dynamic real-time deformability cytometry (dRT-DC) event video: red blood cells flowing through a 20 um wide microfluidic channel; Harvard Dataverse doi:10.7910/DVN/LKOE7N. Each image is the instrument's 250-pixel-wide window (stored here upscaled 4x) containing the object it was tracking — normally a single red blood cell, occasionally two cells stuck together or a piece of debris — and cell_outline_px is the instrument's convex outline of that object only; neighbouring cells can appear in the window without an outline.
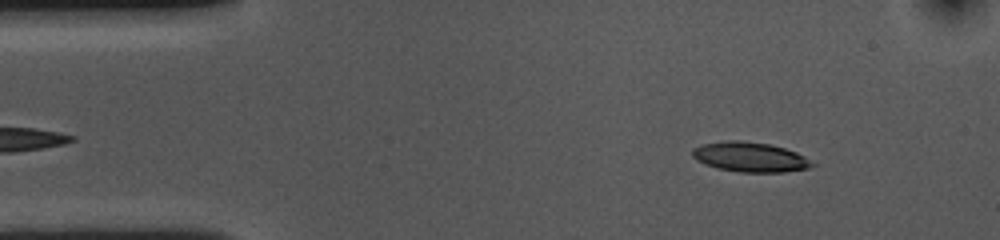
{"species": "common noctule bat (a hibernating species)", "species_latin": "Nyctalus noctula", "temperature_condition": "cold", "stored_images_in_passage": 53, "camera_frame_rate_fps": 3000, "um_per_image_px": 0.085, "animal": {"sex": "female", "body_mass_g": 10.0, "forearm_length_mm": 53.1}, "frame": {"image": 1, "passage_image": 5, "time_ms": 1.333, "image_size_px": [1000, 240], "cell_outline_px": [[816, 164], [808, 168], [784, 172], [740, 172], [716, 168], [704, 164], [696, 160], [692, 156], [692, 148], [700, 144], [728, 140], [740, 140], [768, 144], [784, 148], [796, 152], [804, 156]], "centroid_in_image_um": [63.71, 13.35], "position_along_channel_um": 21.3, "area_um2": 20.87}}
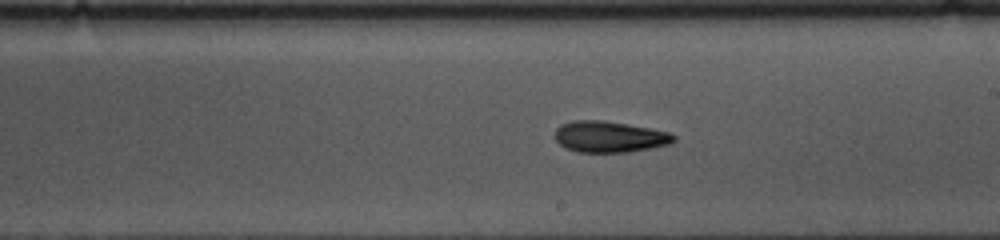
{"frame": {"image": 2, "passage_image": 28, "time_ms": 9.0, "image_size_px": [1000, 240], "cell_outline_px": [[676, 140], [672, 144], [652, 148], [628, 152], [576, 152], [564, 148], [556, 140], [556, 128], [560, 124], [572, 120], [604, 120], [628, 124], [668, 132], [676, 136]], "centroid_in_image_um": [51.81, 11.63], "position_along_channel_um": 237.2, "area_um2": 21.79}}
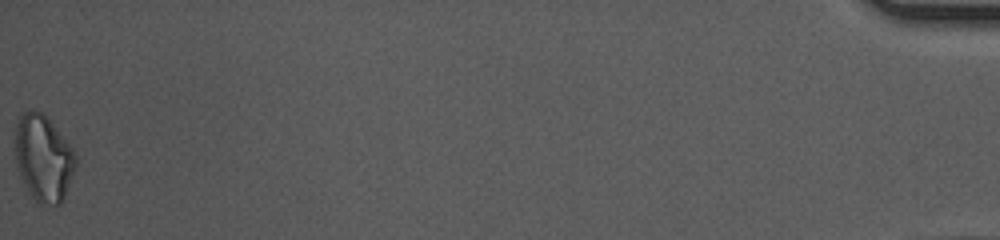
{"frame": {"image": 3, "passage_image": 53, "time_ms": 17.333, "image_size_px": [1000, 240], "cell_outline_px": [[76, 168], [64, 196], [60, 204], [40, 204], [28, 192], [20, 176], [16, 164], [16, 124], [20, 116], [24, 112], [32, 108], [40, 112], [52, 124], [72, 148], [76, 156]], "centroid_in_image_um": [3.69, 13.45], "position_along_channel_um": 431.5, "area_um2": 30.0}, "authors_computed_cell_mechanics": {"area_um2": 21.2704, "velocity_mm_per_s": 3.6054, "shape_relaxation_time_tau1_ms": 9.1599, "shape_relaxation_time_tau2_ms": 6.6057, "deformation_change_tau1": 0.1806, "deformation_change_tau2": 0.1644}}